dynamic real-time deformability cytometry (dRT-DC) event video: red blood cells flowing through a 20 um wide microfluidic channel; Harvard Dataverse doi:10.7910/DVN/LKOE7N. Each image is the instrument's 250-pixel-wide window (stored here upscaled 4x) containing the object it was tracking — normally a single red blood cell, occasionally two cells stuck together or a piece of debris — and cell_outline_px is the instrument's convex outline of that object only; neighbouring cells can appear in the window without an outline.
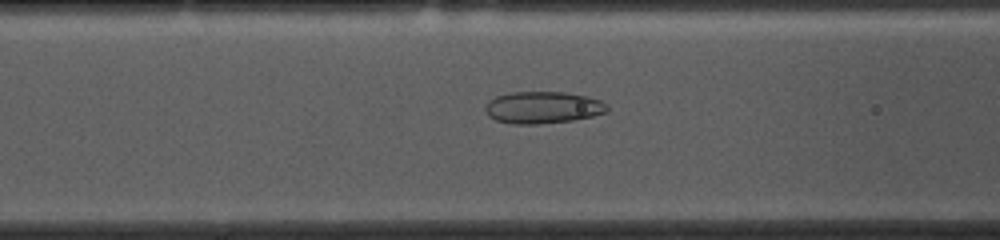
{"species": "common noctule bat (a hibernating species)", "species_latin": "Nyctalus noctula", "temperature_condition": "cold", "stored_images_in_passage": 53, "camera_frame_rate_fps": 3000, "um_per_image_px": 0.085, "animal": {"sex": "female", "body_mass_g": 10.0, "forearm_length_mm": 53.1}, "frame": {"image": 1, "passage_image": 19, "time_ms": 6.0, "image_size_px": [1000, 240], "cell_outline_px": [[608, 112], [592, 116], [572, 120], [536, 124], [512, 124], [496, 120], [488, 116], [484, 108], [496, 96], [512, 92], [564, 92], [584, 96], [600, 100], [608, 104]], "centroid_in_image_um": [46.15, 9.14], "position_along_channel_um": 120.4, "area_um2": 22.54}}
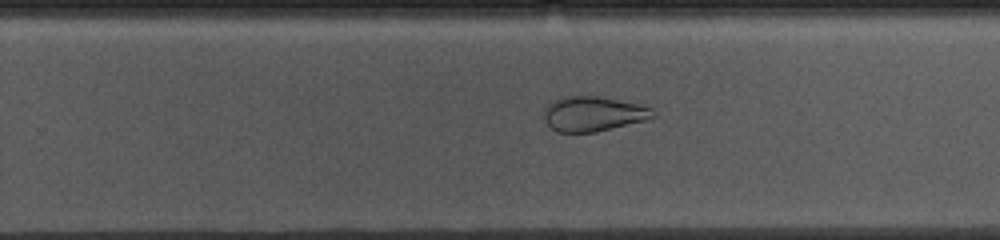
{"frame": {"image": 2, "passage_image": 32, "time_ms": 10.333, "image_size_px": [1000, 240], "cell_outline_px": [[656, 116], [648, 120], [596, 132], [556, 132], [548, 124], [544, 116], [544, 108], [552, 100], [560, 96], [596, 96], [636, 104], [652, 108]], "centroid_in_image_um": [50.41, 9.68], "position_along_channel_um": 279.4, "area_um2": 22.14}}
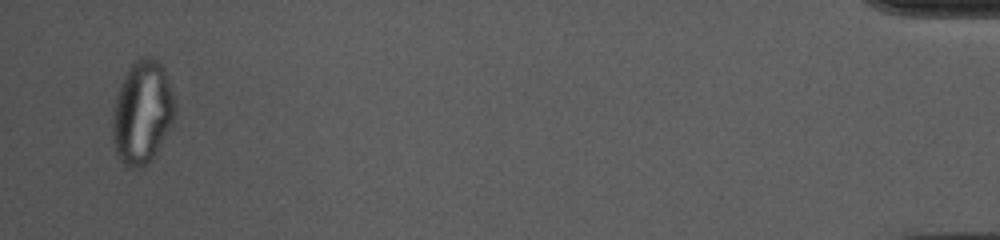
{"frame": {"image": 3, "passage_image": 51, "time_ms": 16.667, "image_size_px": [1000, 240], "cell_outline_px": [[176, 112], [172, 124], [152, 160], [148, 164], [140, 168], [128, 168], [120, 160], [116, 152], [112, 140], [112, 108], [120, 84], [132, 60], [148, 56], [156, 60], [164, 68], [172, 92], [176, 108]], "centroid_in_image_um": [12.07, 9.56], "position_along_channel_um": 423.1, "area_um2": 37.92}, "authors_computed_cell_mechanics": {"area_um2": 28.7266, "velocity_mm_per_s": 3.6762, "shape_relaxation_time_tau1_ms": null, "shape_relaxation_time_tau2_ms": 1.6977, "deformation_change_tau1": null, "deformation_change_tau2": 0.07}}